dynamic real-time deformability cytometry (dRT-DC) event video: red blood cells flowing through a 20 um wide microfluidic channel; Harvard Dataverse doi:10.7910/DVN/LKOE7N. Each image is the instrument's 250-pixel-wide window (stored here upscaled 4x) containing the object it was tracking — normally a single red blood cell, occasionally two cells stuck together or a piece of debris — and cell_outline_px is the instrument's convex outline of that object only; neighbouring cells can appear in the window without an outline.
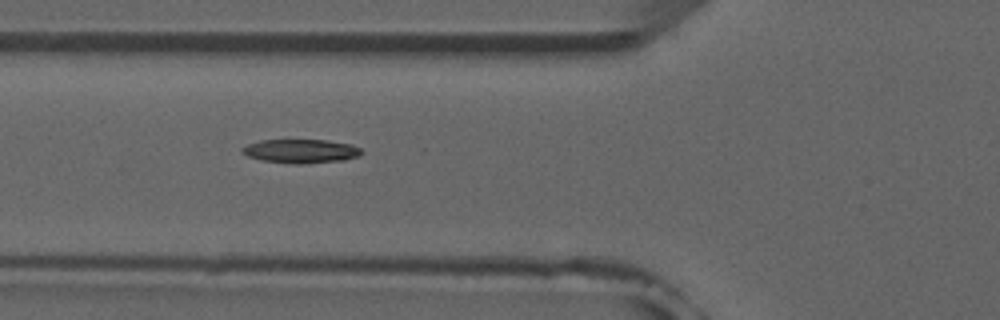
{"species": "common noctule bat (a hibernating species)", "species_latin": "Nyctalus noctula", "temperature_condition": "room temperature", "stored_images_in_passage": 6, "camera_frame_rate_fps": 3000, "um_per_image_px": 0.085, "animal": {"sex": "male", "forearm_length_mm": 52.5}, "frame": {"image": 1, "passage_image": 6, "time_ms": 5.667, "image_size_px": [1000, 320], "cell_outline_px": [[364, 152], [360, 156], [344, 160], [300, 164], [296, 164], [260, 160], [248, 156], [240, 152], [240, 148], [248, 144], [260, 140], [328, 140], [352, 144], [360, 148]], "centroid_in_image_um": [25.58, 12.84], "position_along_channel_um": 100.2, "area_um2": 16.76}}